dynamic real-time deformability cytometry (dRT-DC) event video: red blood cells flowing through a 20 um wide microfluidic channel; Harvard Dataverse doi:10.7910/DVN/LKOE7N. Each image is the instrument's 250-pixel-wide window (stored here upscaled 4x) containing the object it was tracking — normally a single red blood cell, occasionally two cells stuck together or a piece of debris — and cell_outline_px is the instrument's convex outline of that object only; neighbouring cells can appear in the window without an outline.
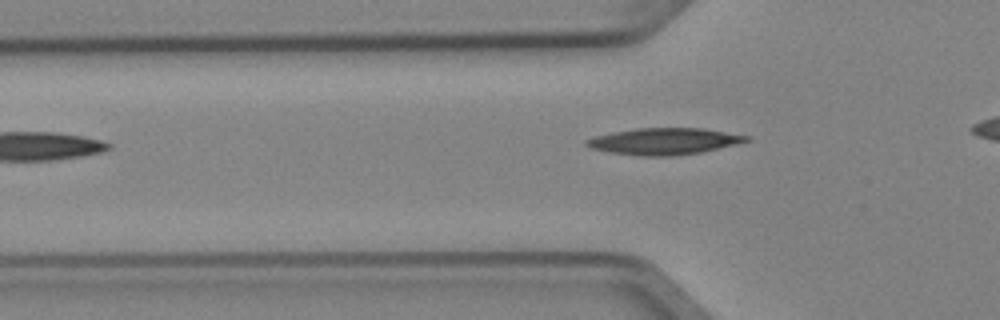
{"species": "Egyptian fruit bat (a non-hibernating species)", "species_latin": "Rousettus aegyptiacus", "temperature_condition": "cold", "stored_images_in_passage": 4, "camera_frame_rate_fps": 3000, "um_per_image_px": 0.085, "animal": {"sex": "female"}, "frame": {"image": 1, "passage_image": 3, "time_ms": 0.667, "image_size_px": [1000, 320], "cell_outline_px": [[752, 140], [700, 152], [672, 156], [640, 156], [608, 152], [588, 148], [584, 144], [584, 140], [596, 136], [612, 132], [636, 128], [704, 128], [752, 136]], "centroid_in_image_um": [56.43, 12.0], "position_along_channel_um": 69.4, "area_um2": 24.91}}
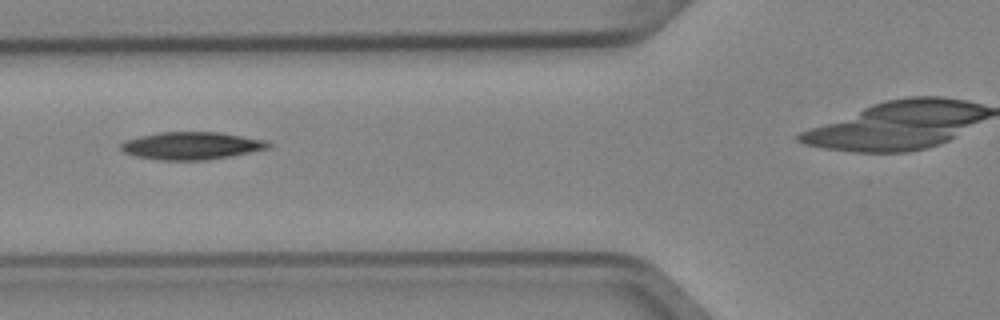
{"frame": {"image": 2, "passage_image": 4, "time_ms": 1.0, "image_size_px": [1000, 320], "cell_outline_px": [[272, 144], [268, 148], [208, 160], [160, 160], [136, 156], [124, 152], [120, 148], [120, 144], [124, 140], [140, 136], [160, 132], [220, 132], [268, 140]], "centroid_in_image_um": [16.27, 12.38], "position_along_channel_um": 109.5, "area_um2": 23.64}}